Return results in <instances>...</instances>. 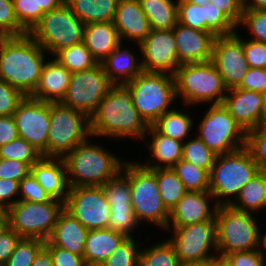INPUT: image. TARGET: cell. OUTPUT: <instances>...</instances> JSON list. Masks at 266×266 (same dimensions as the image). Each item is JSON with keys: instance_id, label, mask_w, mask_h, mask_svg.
Returning <instances> with one entry per match:
<instances>
[{"instance_id": "cell-1", "label": "cell", "mask_w": 266, "mask_h": 266, "mask_svg": "<svg viewBox=\"0 0 266 266\" xmlns=\"http://www.w3.org/2000/svg\"><path fill=\"white\" fill-rule=\"evenodd\" d=\"M44 49L27 33L0 37V79L30 96L44 65Z\"/></svg>"}, {"instance_id": "cell-2", "label": "cell", "mask_w": 266, "mask_h": 266, "mask_svg": "<svg viewBox=\"0 0 266 266\" xmlns=\"http://www.w3.org/2000/svg\"><path fill=\"white\" fill-rule=\"evenodd\" d=\"M148 125L140 117L126 84H113L90 117L91 136L145 138Z\"/></svg>"}, {"instance_id": "cell-3", "label": "cell", "mask_w": 266, "mask_h": 266, "mask_svg": "<svg viewBox=\"0 0 266 266\" xmlns=\"http://www.w3.org/2000/svg\"><path fill=\"white\" fill-rule=\"evenodd\" d=\"M70 188L76 186H102L120 174L123 165L103 148L85 141L63 157Z\"/></svg>"}, {"instance_id": "cell-4", "label": "cell", "mask_w": 266, "mask_h": 266, "mask_svg": "<svg viewBox=\"0 0 266 266\" xmlns=\"http://www.w3.org/2000/svg\"><path fill=\"white\" fill-rule=\"evenodd\" d=\"M166 74L142 71L126 83L133 105L148 126L169 111L167 108L177 97L174 76Z\"/></svg>"}, {"instance_id": "cell-5", "label": "cell", "mask_w": 266, "mask_h": 266, "mask_svg": "<svg viewBox=\"0 0 266 266\" xmlns=\"http://www.w3.org/2000/svg\"><path fill=\"white\" fill-rule=\"evenodd\" d=\"M176 96L180 94L186 104L209 102L222 104L225 87L222 76L212 61L181 64L175 71Z\"/></svg>"}, {"instance_id": "cell-6", "label": "cell", "mask_w": 266, "mask_h": 266, "mask_svg": "<svg viewBox=\"0 0 266 266\" xmlns=\"http://www.w3.org/2000/svg\"><path fill=\"white\" fill-rule=\"evenodd\" d=\"M217 256L222 259L226 254L256 250L260 234L250 212L235 209L230 205H219L216 215Z\"/></svg>"}, {"instance_id": "cell-7", "label": "cell", "mask_w": 266, "mask_h": 266, "mask_svg": "<svg viewBox=\"0 0 266 266\" xmlns=\"http://www.w3.org/2000/svg\"><path fill=\"white\" fill-rule=\"evenodd\" d=\"M91 136L90 118L62 103H50L47 157L63 158Z\"/></svg>"}, {"instance_id": "cell-8", "label": "cell", "mask_w": 266, "mask_h": 266, "mask_svg": "<svg viewBox=\"0 0 266 266\" xmlns=\"http://www.w3.org/2000/svg\"><path fill=\"white\" fill-rule=\"evenodd\" d=\"M123 169V175L129 179L131 205L137 221L149 220L168 228L170 212L162 202L156 175L150 169L134 163H125Z\"/></svg>"}, {"instance_id": "cell-9", "label": "cell", "mask_w": 266, "mask_h": 266, "mask_svg": "<svg viewBox=\"0 0 266 266\" xmlns=\"http://www.w3.org/2000/svg\"><path fill=\"white\" fill-rule=\"evenodd\" d=\"M85 24L78 19L66 3L46 12L29 32L46 51H57L83 42Z\"/></svg>"}, {"instance_id": "cell-10", "label": "cell", "mask_w": 266, "mask_h": 266, "mask_svg": "<svg viewBox=\"0 0 266 266\" xmlns=\"http://www.w3.org/2000/svg\"><path fill=\"white\" fill-rule=\"evenodd\" d=\"M259 172L246 147L217 155L209 173V192L216 198L237 195Z\"/></svg>"}, {"instance_id": "cell-11", "label": "cell", "mask_w": 266, "mask_h": 266, "mask_svg": "<svg viewBox=\"0 0 266 266\" xmlns=\"http://www.w3.org/2000/svg\"><path fill=\"white\" fill-rule=\"evenodd\" d=\"M63 210L64 202L52 198L44 203L18 201L7 209L9 228L22 238L47 241Z\"/></svg>"}, {"instance_id": "cell-12", "label": "cell", "mask_w": 266, "mask_h": 266, "mask_svg": "<svg viewBox=\"0 0 266 266\" xmlns=\"http://www.w3.org/2000/svg\"><path fill=\"white\" fill-rule=\"evenodd\" d=\"M199 128L198 138L216 155L231 153L246 146L247 132L222 104H212Z\"/></svg>"}, {"instance_id": "cell-13", "label": "cell", "mask_w": 266, "mask_h": 266, "mask_svg": "<svg viewBox=\"0 0 266 266\" xmlns=\"http://www.w3.org/2000/svg\"><path fill=\"white\" fill-rule=\"evenodd\" d=\"M112 85L102 63H98L90 69L71 74L67 91L60 103L77 109L90 118Z\"/></svg>"}, {"instance_id": "cell-14", "label": "cell", "mask_w": 266, "mask_h": 266, "mask_svg": "<svg viewBox=\"0 0 266 266\" xmlns=\"http://www.w3.org/2000/svg\"><path fill=\"white\" fill-rule=\"evenodd\" d=\"M64 209L87 230L108 228L111 209L102 186L69 188Z\"/></svg>"}, {"instance_id": "cell-15", "label": "cell", "mask_w": 266, "mask_h": 266, "mask_svg": "<svg viewBox=\"0 0 266 266\" xmlns=\"http://www.w3.org/2000/svg\"><path fill=\"white\" fill-rule=\"evenodd\" d=\"M13 118L19 137L31 144L42 157H47L50 102L25 96L13 113Z\"/></svg>"}, {"instance_id": "cell-16", "label": "cell", "mask_w": 266, "mask_h": 266, "mask_svg": "<svg viewBox=\"0 0 266 266\" xmlns=\"http://www.w3.org/2000/svg\"><path fill=\"white\" fill-rule=\"evenodd\" d=\"M174 234L169 241L174 245L179 261L218 259L208 255L211 245L217 249L215 220L174 227Z\"/></svg>"}, {"instance_id": "cell-17", "label": "cell", "mask_w": 266, "mask_h": 266, "mask_svg": "<svg viewBox=\"0 0 266 266\" xmlns=\"http://www.w3.org/2000/svg\"><path fill=\"white\" fill-rule=\"evenodd\" d=\"M211 61L222 76L227 89L238 87L249 69L242 39L237 33L216 36Z\"/></svg>"}, {"instance_id": "cell-18", "label": "cell", "mask_w": 266, "mask_h": 266, "mask_svg": "<svg viewBox=\"0 0 266 266\" xmlns=\"http://www.w3.org/2000/svg\"><path fill=\"white\" fill-rule=\"evenodd\" d=\"M144 60L141 62L145 72L166 73L174 75L178 63L174 30H153L140 44Z\"/></svg>"}, {"instance_id": "cell-19", "label": "cell", "mask_w": 266, "mask_h": 266, "mask_svg": "<svg viewBox=\"0 0 266 266\" xmlns=\"http://www.w3.org/2000/svg\"><path fill=\"white\" fill-rule=\"evenodd\" d=\"M173 30L179 65L211 61L216 38L213 33L189 28L178 22Z\"/></svg>"}, {"instance_id": "cell-20", "label": "cell", "mask_w": 266, "mask_h": 266, "mask_svg": "<svg viewBox=\"0 0 266 266\" xmlns=\"http://www.w3.org/2000/svg\"><path fill=\"white\" fill-rule=\"evenodd\" d=\"M227 91L230 95H225L222 105L246 132L264 124L260 92L237 87Z\"/></svg>"}, {"instance_id": "cell-21", "label": "cell", "mask_w": 266, "mask_h": 266, "mask_svg": "<svg viewBox=\"0 0 266 266\" xmlns=\"http://www.w3.org/2000/svg\"><path fill=\"white\" fill-rule=\"evenodd\" d=\"M121 39H136L140 45L151 31L149 20L138 0H118L113 20Z\"/></svg>"}, {"instance_id": "cell-22", "label": "cell", "mask_w": 266, "mask_h": 266, "mask_svg": "<svg viewBox=\"0 0 266 266\" xmlns=\"http://www.w3.org/2000/svg\"><path fill=\"white\" fill-rule=\"evenodd\" d=\"M53 161V157H41L30 167V173L50 198L65 203L70 188L65 162L63 158H58L59 163Z\"/></svg>"}, {"instance_id": "cell-23", "label": "cell", "mask_w": 266, "mask_h": 266, "mask_svg": "<svg viewBox=\"0 0 266 266\" xmlns=\"http://www.w3.org/2000/svg\"><path fill=\"white\" fill-rule=\"evenodd\" d=\"M208 197H214L209 191L192 192L187 191L182 199L170 212L173 227H182L189 224L214 221L217 211L215 206L213 213L207 203Z\"/></svg>"}, {"instance_id": "cell-24", "label": "cell", "mask_w": 266, "mask_h": 266, "mask_svg": "<svg viewBox=\"0 0 266 266\" xmlns=\"http://www.w3.org/2000/svg\"><path fill=\"white\" fill-rule=\"evenodd\" d=\"M71 74L56 59L45 62L39 83L30 97L50 103L61 102L70 83Z\"/></svg>"}, {"instance_id": "cell-25", "label": "cell", "mask_w": 266, "mask_h": 266, "mask_svg": "<svg viewBox=\"0 0 266 266\" xmlns=\"http://www.w3.org/2000/svg\"><path fill=\"white\" fill-rule=\"evenodd\" d=\"M87 232L88 230L64 209L47 240L53 246L83 256Z\"/></svg>"}, {"instance_id": "cell-26", "label": "cell", "mask_w": 266, "mask_h": 266, "mask_svg": "<svg viewBox=\"0 0 266 266\" xmlns=\"http://www.w3.org/2000/svg\"><path fill=\"white\" fill-rule=\"evenodd\" d=\"M83 42L99 63L121 43L113 21L85 24Z\"/></svg>"}, {"instance_id": "cell-27", "label": "cell", "mask_w": 266, "mask_h": 266, "mask_svg": "<svg viewBox=\"0 0 266 266\" xmlns=\"http://www.w3.org/2000/svg\"><path fill=\"white\" fill-rule=\"evenodd\" d=\"M126 238L109 228L88 230L83 257L85 261L104 262Z\"/></svg>"}, {"instance_id": "cell-28", "label": "cell", "mask_w": 266, "mask_h": 266, "mask_svg": "<svg viewBox=\"0 0 266 266\" xmlns=\"http://www.w3.org/2000/svg\"><path fill=\"white\" fill-rule=\"evenodd\" d=\"M73 14L84 24L112 22L118 0H65Z\"/></svg>"}, {"instance_id": "cell-29", "label": "cell", "mask_w": 266, "mask_h": 266, "mask_svg": "<svg viewBox=\"0 0 266 266\" xmlns=\"http://www.w3.org/2000/svg\"><path fill=\"white\" fill-rule=\"evenodd\" d=\"M121 50L120 43L102 62L103 69L113 84H117L119 79L118 76L115 75L116 73L119 75L121 74V76L125 75L118 84H126L143 71L141 63L136 64L137 61L130 51L125 49Z\"/></svg>"}, {"instance_id": "cell-30", "label": "cell", "mask_w": 266, "mask_h": 266, "mask_svg": "<svg viewBox=\"0 0 266 266\" xmlns=\"http://www.w3.org/2000/svg\"><path fill=\"white\" fill-rule=\"evenodd\" d=\"M238 199L240 204L233 201H216L219 205H230L237 210L249 212L263 209L266 201V172L259 171L239 192ZM249 210V211H248Z\"/></svg>"}, {"instance_id": "cell-31", "label": "cell", "mask_w": 266, "mask_h": 266, "mask_svg": "<svg viewBox=\"0 0 266 266\" xmlns=\"http://www.w3.org/2000/svg\"><path fill=\"white\" fill-rule=\"evenodd\" d=\"M147 131L153 133V140L150 144V149L152 150L151 155L157 158L160 163H165V165H149V163L146 162V164L142 166L145 168H172L182 159L183 143L181 141L160 134L152 125L148 127Z\"/></svg>"}, {"instance_id": "cell-32", "label": "cell", "mask_w": 266, "mask_h": 266, "mask_svg": "<svg viewBox=\"0 0 266 266\" xmlns=\"http://www.w3.org/2000/svg\"><path fill=\"white\" fill-rule=\"evenodd\" d=\"M153 30H172L178 22V3L172 0H138Z\"/></svg>"}, {"instance_id": "cell-33", "label": "cell", "mask_w": 266, "mask_h": 266, "mask_svg": "<svg viewBox=\"0 0 266 266\" xmlns=\"http://www.w3.org/2000/svg\"><path fill=\"white\" fill-rule=\"evenodd\" d=\"M155 175L159 193L166 209L171 212L187 192L183 182L172 168H148Z\"/></svg>"}, {"instance_id": "cell-34", "label": "cell", "mask_w": 266, "mask_h": 266, "mask_svg": "<svg viewBox=\"0 0 266 266\" xmlns=\"http://www.w3.org/2000/svg\"><path fill=\"white\" fill-rule=\"evenodd\" d=\"M152 126L160 133L172 139L181 141L188 135L192 126V119L187 113L175 111L174 109L165 112Z\"/></svg>"}, {"instance_id": "cell-35", "label": "cell", "mask_w": 266, "mask_h": 266, "mask_svg": "<svg viewBox=\"0 0 266 266\" xmlns=\"http://www.w3.org/2000/svg\"><path fill=\"white\" fill-rule=\"evenodd\" d=\"M54 55L58 56L56 60L71 73L90 69L99 63L84 42L61 49Z\"/></svg>"}, {"instance_id": "cell-36", "label": "cell", "mask_w": 266, "mask_h": 266, "mask_svg": "<svg viewBox=\"0 0 266 266\" xmlns=\"http://www.w3.org/2000/svg\"><path fill=\"white\" fill-rule=\"evenodd\" d=\"M172 169L183 182L186 191H209V172L180 159Z\"/></svg>"}, {"instance_id": "cell-37", "label": "cell", "mask_w": 266, "mask_h": 266, "mask_svg": "<svg viewBox=\"0 0 266 266\" xmlns=\"http://www.w3.org/2000/svg\"><path fill=\"white\" fill-rule=\"evenodd\" d=\"M167 241L141 251L139 266H178L180 261L175 247L169 240Z\"/></svg>"}, {"instance_id": "cell-38", "label": "cell", "mask_w": 266, "mask_h": 266, "mask_svg": "<svg viewBox=\"0 0 266 266\" xmlns=\"http://www.w3.org/2000/svg\"><path fill=\"white\" fill-rule=\"evenodd\" d=\"M216 154L198 137L183 144L182 159L210 173Z\"/></svg>"}, {"instance_id": "cell-39", "label": "cell", "mask_w": 266, "mask_h": 266, "mask_svg": "<svg viewBox=\"0 0 266 266\" xmlns=\"http://www.w3.org/2000/svg\"><path fill=\"white\" fill-rule=\"evenodd\" d=\"M45 246V241L38 238H22L3 266H31Z\"/></svg>"}, {"instance_id": "cell-40", "label": "cell", "mask_w": 266, "mask_h": 266, "mask_svg": "<svg viewBox=\"0 0 266 266\" xmlns=\"http://www.w3.org/2000/svg\"><path fill=\"white\" fill-rule=\"evenodd\" d=\"M41 157L42 155L21 137L0 146V158L25 162L30 167Z\"/></svg>"}, {"instance_id": "cell-41", "label": "cell", "mask_w": 266, "mask_h": 266, "mask_svg": "<svg viewBox=\"0 0 266 266\" xmlns=\"http://www.w3.org/2000/svg\"><path fill=\"white\" fill-rule=\"evenodd\" d=\"M102 189L110 206L131 205L129 179L122 177L121 172L102 185Z\"/></svg>"}, {"instance_id": "cell-42", "label": "cell", "mask_w": 266, "mask_h": 266, "mask_svg": "<svg viewBox=\"0 0 266 266\" xmlns=\"http://www.w3.org/2000/svg\"><path fill=\"white\" fill-rule=\"evenodd\" d=\"M259 171L266 172V126L264 124L247 131L245 146Z\"/></svg>"}, {"instance_id": "cell-43", "label": "cell", "mask_w": 266, "mask_h": 266, "mask_svg": "<svg viewBox=\"0 0 266 266\" xmlns=\"http://www.w3.org/2000/svg\"><path fill=\"white\" fill-rule=\"evenodd\" d=\"M236 25L211 2L205 5V32L215 36H226L235 33Z\"/></svg>"}, {"instance_id": "cell-44", "label": "cell", "mask_w": 266, "mask_h": 266, "mask_svg": "<svg viewBox=\"0 0 266 266\" xmlns=\"http://www.w3.org/2000/svg\"><path fill=\"white\" fill-rule=\"evenodd\" d=\"M111 215L109 218L108 228L132 237L131 229L135 228L139 223L136 219L132 205L110 206Z\"/></svg>"}, {"instance_id": "cell-45", "label": "cell", "mask_w": 266, "mask_h": 266, "mask_svg": "<svg viewBox=\"0 0 266 266\" xmlns=\"http://www.w3.org/2000/svg\"><path fill=\"white\" fill-rule=\"evenodd\" d=\"M140 251L135 240L127 237L104 261L106 266H139Z\"/></svg>"}, {"instance_id": "cell-46", "label": "cell", "mask_w": 266, "mask_h": 266, "mask_svg": "<svg viewBox=\"0 0 266 266\" xmlns=\"http://www.w3.org/2000/svg\"><path fill=\"white\" fill-rule=\"evenodd\" d=\"M178 23L189 28L205 31V5L200 6L187 0H179Z\"/></svg>"}, {"instance_id": "cell-47", "label": "cell", "mask_w": 266, "mask_h": 266, "mask_svg": "<svg viewBox=\"0 0 266 266\" xmlns=\"http://www.w3.org/2000/svg\"><path fill=\"white\" fill-rule=\"evenodd\" d=\"M27 33L16 19L13 1L0 0V37L22 36Z\"/></svg>"}, {"instance_id": "cell-48", "label": "cell", "mask_w": 266, "mask_h": 266, "mask_svg": "<svg viewBox=\"0 0 266 266\" xmlns=\"http://www.w3.org/2000/svg\"><path fill=\"white\" fill-rule=\"evenodd\" d=\"M16 19L29 33L37 24L36 0H12Z\"/></svg>"}, {"instance_id": "cell-49", "label": "cell", "mask_w": 266, "mask_h": 266, "mask_svg": "<svg viewBox=\"0 0 266 266\" xmlns=\"http://www.w3.org/2000/svg\"><path fill=\"white\" fill-rule=\"evenodd\" d=\"M241 23L249 26L252 40L266 44V10H243Z\"/></svg>"}, {"instance_id": "cell-50", "label": "cell", "mask_w": 266, "mask_h": 266, "mask_svg": "<svg viewBox=\"0 0 266 266\" xmlns=\"http://www.w3.org/2000/svg\"><path fill=\"white\" fill-rule=\"evenodd\" d=\"M25 95L0 79V116L13 115Z\"/></svg>"}, {"instance_id": "cell-51", "label": "cell", "mask_w": 266, "mask_h": 266, "mask_svg": "<svg viewBox=\"0 0 266 266\" xmlns=\"http://www.w3.org/2000/svg\"><path fill=\"white\" fill-rule=\"evenodd\" d=\"M20 191L23 197L18 201L44 203L51 199L31 173L19 182Z\"/></svg>"}, {"instance_id": "cell-52", "label": "cell", "mask_w": 266, "mask_h": 266, "mask_svg": "<svg viewBox=\"0 0 266 266\" xmlns=\"http://www.w3.org/2000/svg\"><path fill=\"white\" fill-rule=\"evenodd\" d=\"M263 254L262 251L256 248V250L226 254L221 260L228 266H264Z\"/></svg>"}, {"instance_id": "cell-53", "label": "cell", "mask_w": 266, "mask_h": 266, "mask_svg": "<svg viewBox=\"0 0 266 266\" xmlns=\"http://www.w3.org/2000/svg\"><path fill=\"white\" fill-rule=\"evenodd\" d=\"M242 46L249 68L266 69V44L255 40H242Z\"/></svg>"}, {"instance_id": "cell-54", "label": "cell", "mask_w": 266, "mask_h": 266, "mask_svg": "<svg viewBox=\"0 0 266 266\" xmlns=\"http://www.w3.org/2000/svg\"><path fill=\"white\" fill-rule=\"evenodd\" d=\"M30 173V166L21 161L0 158V179L21 181Z\"/></svg>"}, {"instance_id": "cell-55", "label": "cell", "mask_w": 266, "mask_h": 266, "mask_svg": "<svg viewBox=\"0 0 266 266\" xmlns=\"http://www.w3.org/2000/svg\"><path fill=\"white\" fill-rule=\"evenodd\" d=\"M50 253L54 266H83L85 259L81 255L53 246L48 240L44 246Z\"/></svg>"}, {"instance_id": "cell-56", "label": "cell", "mask_w": 266, "mask_h": 266, "mask_svg": "<svg viewBox=\"0 0 266 266\" xmlns=\"http://www.w3.org/2000/svg\"><path fill=\"white\" fill-rule=\"evenodd\" d=\"M237 88L260 93L266 91V69L249 68Z\"/></svg>"}, {"instance_id": "cell-57", "label": "cell", "mask_w": 266, "mask_h": 266, "mask_svg": "<svg viewBox=\"0 0 266 266\" xmlns=\"http://www.w3.org/2000/svg\"><path fill=\"white\" fill-rule=\"evenodd\" d=\"M21 239L22 237L10 228L0 234V266L9 259Z\"/></svg>"}, {"instance_id": "cell-58", "label": "cell", "mask_w": 266, "mask_h": 266, "mask_svg": "<svg viewBox=\"0 0 266 266\" xmlns=\"http://www.w3.org/2000/svg\"><path fill=\"white\" fill-rule=\"evenodd\" d=\"M236 26L240 24L243 7L241 0H211Z\"/></svg>"}, {"instance_id": "cell-59", "label": "cell", "mask_w": 266, "mask_h": 266, "mask_svg": "<svg viewBox=\"0 0 266 266\" xmlns=\"http://www.w3.org/2000/svg\"><path fill=\"white\" fill-rule=\"evenodd\" d=\"M19 192V181L0 179V208L8 209L18 202L10 200L11 197ZM6 200V201H5ZM10 200V202H7Z\"/></svg>"}, {"instance_id": "cell-60", "label": "cell", "mask_w": 266, "mask_h": 266, "mask_svg": "<svg viewBox=\"0 0 266 266\" xmlns=\"http://www.w3.org/2000/svg\"><path fill=\"white\" fill-rule=\"evenodd\" d=\"M18 137L13 115L0 116V146L10 143Z\"/></svg>"}, {"instance_id": "cell-61", "label": "cell", "mask_w": 266, "mask_h": 266, "mask_svg": "<svg viewBox=\"0 0 266 266\" xmlns=\"http://www.w3.org/2000/svg\"><path fill=\"white\" fill-rule=\"evenodd\" d=\"M37 1V23L42 16L55 8L60 7L65 0H36Z\"/></svg>"}, {"instance_id": "cell-62", "label": "cell", "mask_w": 266, "mask_h": 266, "mask_svg": "<svg viewBox=\"0 0 266 266\" xmlns=\"http://www.w3.org/2000/svg\"><path fill=\"white\" fill-rule=\"evenodd\" d=\"M31 266H54L51 255L45 247L39 251Z\"/></svg>"}, {"instance_id": "cell-63", "label": "cell", "mask_w": 266, "mask_h": 266, "mask_svg": "<svg viewBox=\"0 0 266 266\" xmlns=\"http://www.w3.org/2000/svg\"><path fill=\"white\" fill-rule=\"evenodd\" d=\"M247 0H241L243 10H266V0H253V3L247 4Z\"/></svg>"}, {"instance_id": "cell-64", "label": "cell", "mask_w": 266, "mask_h": 266, "mask_svg": "<svg viewBox=\"0 0 266 266\" xmlns=\"http://www.w3.org/2000/svg\"><path fill=\"white\" fill-rule=\"evenodd\" d=\"M9 228V215L7 209L0 208V234Z\"/></svg>"}, {"instance_id": "cell-65", "label": "cell", "mask_w": 266, "mask_h": 266, "mask_svg": "<svg viewBox=\"0 0 266 266\" xmlns=\"http://www.w3.org/2000/svg\"><path fill=\"white\" fill-rule=\"evenodd\" d=\"M215 260L180 261L178 266H214Z\"/></svg>"}, {"instance_id": "cell-66", "label": "cell", "mask_w": 266, "mask_h": 266, "mask_svg": "<svg viewBox=\"0 0 266 266\" xmlns=\"http://www.w3.org/2000/svg\"><path fill=\"white\" fill-rule=\"evenodd\" d=\"M263 116L266 118V91L261 92Z\"/></svg>"}, {"instance_id": "cell-67", "label": "cell", "mask_w": 266, "mask_h": 266, "mask_svg": "<svg viewBox=\"0 0 266 266\" xmlns=\"http://www.w3.org/2000/svg\"><path fill=\"white\" fill-rule=\"evenodd\" d=\"M187 1L200 6L208 5L211 2V0H187Z\"/></svg>"}, {"instance_id": "cell-68", "label": "cell", "mask_w": 266, "mask_h": 266, "mask_svg": "<svg viewBox=\"0 0 266 266\" xmlns=\"http://www.w3.org/2000/svg\"><path fill=\"white\" fill-rule=\"evenodd\" d=\"M83 266H106L104 262H91V261H85Z\"/></svg>"}, {"instance_id": "cell-69", "label": "cell", "mask_w": 266, "mask_h": 266, "mask_svg": "<svg viewBox=\"0 0 266 266\" xmlns=\"http://www.w3.org/2000/svg\"><path fill=\"white\" fill-rule=\"evenodd\" d=\"M214 266H228L221 259L215 260Z\"/></svg>"}, {"instance_id": "cell-70", "label": "cell", "mask_w": 266, "mask_h": 266, "mask_svg": "<svg viewBox=\"0 0 266 266\" xmlns=\"http://www.w3.org/2000/svg\"><path fill=\"white\" fill-rule=\"evenodd\" d=\"M264 237H263V239L262 240H259L260 242V244L261 243H263V247H265L266 248V234L265 235H263ZM262 241V242H261Z\"/></svg>"}]
</instances>
